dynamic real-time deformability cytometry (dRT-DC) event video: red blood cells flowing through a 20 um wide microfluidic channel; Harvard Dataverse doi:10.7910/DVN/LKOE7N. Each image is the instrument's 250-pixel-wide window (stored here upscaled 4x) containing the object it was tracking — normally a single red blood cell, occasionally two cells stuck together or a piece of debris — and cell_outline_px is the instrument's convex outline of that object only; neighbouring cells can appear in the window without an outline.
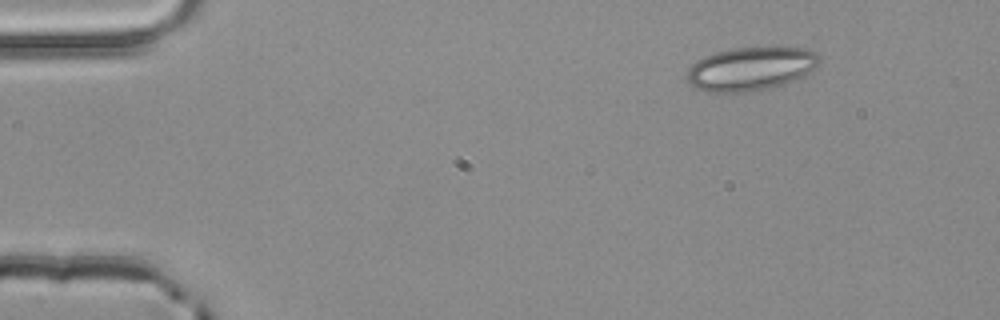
{"species": "common noctule bat (a hibernating species)", "species_latin": "Nyctalus noctula", "temperature_condition": "room temperature", "stored_images_in_passage": 3, "camera_frame_rate_fps": 3000, "um_per_image_px": 0.085, "animal": {"sex": "male", "body_mass_g": 20.4}, "frame": {"image": 1, "passage_image": 3, "time_ms": 0.667, "image_size_px": [1000, 320], "cell_outline_px": [[820, 60], [808, 72], [792, 80], [780, 84], [764, 88], [744, 92], [704, 92], [696, 88], [688, 80], [688, 68], [692, 64], [704, 56], [716, 52], [732, 48], [776, 44], [804, 48], [816, 52], [820, 56]], "centroid_in_image_um": [63.81, 5.78], "position_along_channel_um": 21.2, "area_um2": 33.81}}